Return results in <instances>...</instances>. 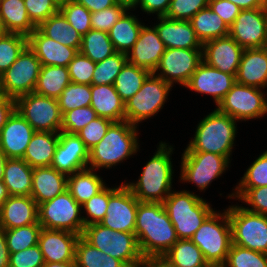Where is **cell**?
<instances>
[{"label":"cell","instance_id":"1","mask_svg":"<svg viewBox=\"0 0 267 267\" xmlns=\"http://www.w3.org/2000/svg\"><path fill=\"white\" fill-rule=\"evenodd\" d=\"M135 236L143 258H161L179 239L163 203L139 202Z\"/></svg>","mask_w":267,"mask_h":267},{"label":"cell","instance_id":"2","mask_svg":"<svg viewBox=\"0 0 267 267\" xmlns=\"http://www.w3.org/2000/svg\"><path fill=\"white\" fill-rule=\"evenodd\" d=\"M172 152L171 146L159 143L157 152L144 166L138 181L124 183L139 202L163 203L171 193L174 173L170 159Z\"/></svg>","mask_w":267,"mask_h":267},{"label":"cell","instance_id":"3","mask_svg":"<svg viewBox=\"0 0 267 267\" xmlns=\"http://www.w3.org/2000/svg\"><path fill=\"white\" fill-rule=\"evenodd\" d=\"M137 129V126L126 120L113 122L105 136L89 150L88 168L94 171L110 168L137 153Z\"/></svg>","mask_w":267,"mask_h":267},{"label":"cell","instance_id":"4","mask_svg":"<svg viewBox=\"0 0 267 267\" xmlns=\"http://www.w3.org/2000/svg\"><path fill=\"white\" fill-rule=\"evenodd\" d=\"M236 133V120L216 108L197 125L184 152H210L230 160Z\"/></svg>","mask_w":267,"mask_h":267},{"label":"cell","instance_id":"5","mask_svg":"<svg viewBox=\"0 0 267 267\" xmlns=\"http://www.w3.org/2000/svg\"><path fill=\"white\" fill-rule=\"evenodd\" d=\"M163 205L178 239H190L204 220L214 211L202 197L189 191L172 192Z\"/></svg>","mask_w":267,"mask_h":267},{"label":"cell","instance_id":"6","mask_svg":"<svg viewBox=\"0 0 267 267\" xmlns=\"http://www.w3.org/2000/svg\"><path fill=\"white\" fill-rule=\"evenodd\" d=\"M190 240L199 247L208 264L223 266L232 244L227 209L224 213L213 211Z\"/></svg>","mask_w":267,"mask_h":267},{"label":"cell","instance_id":"7","mask_svg":"<svg viewBox=\"0 0 267 267\" xmlns=\"http://www.w3.org/2000/svg\"><path fill=\"white\" fill-rule=\"evenodd\" d=\"M82 237L103 253L137 267L143 260L135 233L114 231L100 223L85 226Z\"/></svg>","mask_w":267,"mask_h":267},{"label":"cell","instance_id":"8","mask_svg":"<svg viewBox=\"0 0 267 267\" xmlns=\"http://www.w3.org/2000/svg\"><path fill=\"white\" fill-rule=\"evenodd\" d=\"M227 212L232 244L267 254V215L237 205L230 206Z\"/></svg>","mask_w":267,"mask_h":267},{"label":"cell","instance_id":"9","mask_svg":"<svg viewBox=\"0 0 267 267\" xmlns=\"http://www.w3.org/2000/svg\"><path fill=\"white\" fill-rule=\"evenodd\" d=\"M82 206L65 190L52 200L38 205V222L42 228L76 233L82 236L85 224L79 215Z\"/></svg>","mask_w":267,"mask_h":267},{"label":"cell","instance_id":"10","mask_svg":"<svg viewBox=\"0 0 267 267\" xmlns=\"http://www.w3.org/2000/svg\"><path fill=\"white\" fill-rule=\"evenodd\" d=\"M172 85L151 73L141 89L125 103V120L132 125L146 120L162 109Z\"/></svg>","mask_w":267,"mask_h":267},{"label":"cell","instance_id":"11","mask_svg":"<svg viewBox=\"0 0 267 267\" xmlns=\"http://www.w3.org/2000/svg\"><path fill=\"white\" fill-rule=\"evenodd\" d=\"M15 110L35 131L60 132L62 114L58 100L31 92L15 99Z\"/></svg>","mask_w":267,"mask_h":267},{"label":"cell","instance_id":"12","mask_svg":"<svg viewBox=\"0 0 267 267\" xmlns=\"http://www.w3.org/2000/svg\"><path fill=\"white\" fill-rule=\"evenodd\" d=\"M41 67V62L27 46L10 68L0 76L2 94L16 99L34 92Z\"/></svg>","mask_w":267,"mask_h":267},{"label":"cell","instance_id":"13","mask_svg":"<svg viewBox=\"0 0 267 267\" xmlns=\"http://www.w3.org/2000/svg\"><path fill=\"white\" fill-rule=\"evenodd\" d=\"M217 109L235 120H250L267 114V98L261 89L235 83Z\"/></svg>","mask_w":267,"mask_h":267},{"label":"cell","instance_id":"14","mask_svg":"<svg viewBox=\"0 0 267 267\" xmlns=\"http://www.w3.org/2000/svg\"><path fill=\"white\" fill-rule=\"evenodd\" d=\"M229 163L227 157L210 152H184L180 178L196 184L199 190H205L212 180L226 171Z\"/></svg>","mask_w":267,"mask_h":267},{"label":"cell","instance_id":"15","mask_svg":"<svg viewBox=\"0 0 267 267\" xmlns=\"http://www.w3.org/2000/svg\"><path fill=\"white\" fill-rule=\"evenodd\" d=\"M138 200L125 185L109 188V202L101 225L114 231L135 233Z\"/></svg>","mask_w":267,"mask_h":267},{"label":"cell","instance_id":"16","mask_svg":"<svg viewBox=\"0 0 267 267\" xmlns=\"http://www.w3.org/2000/svg\"><path fill=\"white\" fill-rule=\"evenodd\" d=\"M202 61V49H166L153 74L172 86L174 82L185 86Z\"/></svg>","mask_w":267,"mask_h":267},{"label":"cell","instance_id":"17","mask_svg":"<svg viewBox=\"0 0 267 267\" xmlns=\"http://www.w3.org/2000/svg\"><path fill=\"white\" fill-rule=\"evenodd\" d=\"M229 35L244 49L264 47L267 39V8L241 10L229 27Z\"/></svg>","mask_w":267,"mask_h":267},{"label":"cell","instance_id":"18","mask_svg":"<svg viewBox=\"0 0 267 267\" xmlns=\"http://www.w3.org/2000/svg\"><path fill=\"white\" fill-rule=\"evenodd\" d=\"M89 150L77 134L59 132L51 167L67 176L88 168Z\"/></svg>","mask_w":267,"mask_h":267},{"label":"cell","instance_id":"19","mask_svg":"<svg viewBox=\"0 0 267 267\" xmlns=\"http://www.w3.org/2000/svg\"><path fill=\"white\" fill-rule=\"evenodd\" d=\"M244 48L228 35L203 43V61L224 73L236 75Z\"/></svg>","mask_w":267,"mask_h":267},{"label":"cell","instance_id":"20","mask_svg":"<svg viewBox=\"0 0 267 267\" xmlns=\"http://www.w3.org/2000/svg\"><path fill=\"white\" fill-rule=\"evenodd\" d=\"M235 76L236 75L224 73L202 61L191 75V78L185 87L201 94L212 95L218 106L236 83Z\"/></svg>","mask_w":267,"mask_h":267},{"label":"cell","instance_id":"21","mask_svg":"<svg viewBox=\"0 0 267 267\" xmlns=\"http://www.w3.org/2000/svg\"><path fill=\"white\" fill-rule=\"evenodd\" d=\"M165 50L155 27L143 25L136 43L127 53V62L154 73Z\"/></svg>","mask_w":267,"mask_h":267},{"label":"cell","instance_id":"22","mask_svg":"<svg viewBox=\"0 0 267 267\" xmlns=\"http://www.w3.org/2000/svg\"><path fill=\"white\" fill-rule=\"evenodd\" d=\"M80 235L42 228L38 245L45 263L75 261V247Z\"/></svg>","mask_w":267,"mask_h":267},{"label":"cell","instance_id":"23","mask_svg":"<svg viewBox=\"0 0 267 267\" xmlns=\"http://www.w3.org/2000/svg\"><path fill=\"white\" fill-rule=\"evenodd\" d=\"M35 130L15 110L0 130V149L8 158L22 159Z\"/></svg>","mask_w":267,"mask_h":267},{"label":"cell","instance_id":"24","mask_svg":"<svg viewBox=\"0 0 267 267\" xmlns=\"http://www.w3.org/2000/svg\"><path fill=\"white\" fill-rule=\"evenodd\" d=\"M28 47L35 53L42 66L67 67L79 52L45 36L38 28L28 36Z\"/></svg>","mask_w":267,"mask_h":267},{"label":"cell","instance_id":"25","mask_svg":"<svg viewBox=\"0 0 267 267\" xmlns=\"http://www.w3.org/2000/svg\"><path fill=\"white\" fill-rule=\"evenodd\" d=\"M38 222V204L31 196H14L0 207V226L13 229Z\"/></svg>","mask_w":267,"mask_h":267},{"label":"cell","instance_id":"26","mask_svg":"<svg viewBox=\"0 0 267 267\" xmlns=\"http://www.w3.org/2000/svg\"><path fill=\"white\" fill-rule=\"evenodd\" d=\"M158 19L160 23L154 27L166 49H202L203 44L189 21L172 20L165 16Z\"/></svg>","mask_w":267,"mask_h":267},{"label":"cell","instance_id":"27","mask_svg":"<svg viewBox=\"0 0 267 267\" xmlns=\"http://www.w3.org/2000/svg\"><path fill=\"white\" fill-rule=\"evenodd\" d=\"M236 82L256 88L267 87V52L262 48L244 49Z\"/></svg>","mask_w":267,"mask_h":267},{"label":"cell","instance_id":"28","mask_svg":"<svg viewBox=\"0 0 267 267\" xmlns=\"http://www.w3.org/2000/svg\"><path fill=\"white\" fill-rule=\"evenodd\" d=\"M67 175L51 166L33 168L31 197L39 205L67 190Z\"/></svg>","mask_w":267,"mask_h":267},{"label":"cell","instance_id":"29","mask_svg":"<svg viewBox=\"0 0 267 267\" xmlns=\"http://www.w3.org/2000/svg\"><path fill=\"white\" fill-rule=\"evenodd\" d=\"M91 104L97 117L113 122L125 120V102L113 85H91Z\"/></svg>","mask_w":267,"mask_h":267},{"label":"cell","instance_id":"30","mask_svg":"<svg viewBox=\"0 0 267 267\" xmlns=\"http://www.w3.org/2000/svg\"><path fill=\"white\" fill-rule=\"evenodd\" d=\"M0 24L4 32L25 36L37 28L29 18L23 0H0Z\"/></svg>","mask_w":267,"mask_h":267},{"label":"cell","instance_id":"31","mask_svg":"<svg viewBox=\"0 0 267 267\" xmlns=\"http://www.w3.org/2000/svg\"><path fill=\"white\" fill-rule=\"evenodd\" d=\"M58 142L59 132L35 131L22 159L32 168L51 166Z\"/></svg>","mask_w":267,"mask_h":267},{"label":"cell","instance_id":"32","mask_svg":"<svg viewBox=\"0 0 267 267\" xmlns=\"http://www.w3.org/2000/svg\"><path fill=\"white\" fill-rule=\"evenodd\" d=\"M33 168L20 158H8L4 167L3 183L9 195L30 196Z\"/></svg>","mask_w":267,"mask_h":267},{"label":"cell","instance_id":"33","mask_svg":"<svg viewBox=\"0 0 267 267\" xmlns=\"http://www.w3.org/2000/svg\"><path fill=\"white\" fill-rule=\"evenodd\" d=\"M106 184L102 178L86 168L67 177V191L82 206L92 196L99 193Z\"/></svg>","mask_w":267,"mask_h":267},{"label":"cell","instance_id":"34","mask_svg":"<svg viewBox=\"0 0 267 267\" xmlns=\"http://www.w3.org/2000/svg\"><path fill=\"white\" fill-rule=\"evenodd\" d=\"M45 36L59 44L80 51L82 36L69 24L63 14L58 11L37 27Z\"/></svg>","mask_w":267,"mask_h":267},{"label":"cell","instance_id":"35","mask_svg":"<svg viewBox=\"0 0 267 267\" xmlns=\"http://www.w3.org/2000/svg\"><path fill=\"white\" fill-rule=\"evenodd\" d=\"M127 11L108 32L115 51L126 55L136 43L139 32L143 27L136 16L129 15Z\"/></svg>","mask_w":267,"mask_h":267},{"label":"cell","instance_id":"36","mask_svg":"<svg viewBox=\"0 0 267 267\" xmlns=\"http://www.w3.org/2000/svg\"><path fill=\"white\" fill-rule=\"evenodd\" d=\"M161 258L170 267H205L208 264L190 239H179Z\"/></svg>","mask_w":267,"mask_h":267},{"label":"cell","instance_id":"37","mask_svg":"<svg viewBox=\"0 0 267 267\" xmlns=\"http://www.w3.org/2000/svg\"><path fill=\"white\" fill-rule=\"evenodd\" d=\"M189 22L202 44L229 35V27L209 6L200 10Z\"/></svg>","mask_w":267,"mask_h":267},{"label":"cell","instance_id":"38","mask_svg":"<svg viewBox=\"0 0 267 267\" xmlns=\"http://www.w3.org/2000/svg\"><path fill=\"white\" fill-rule=\"evenodd\" d=\"M70 83L67 67L42 66L34 92L57 99Z\"/></svg>","mask_w":267,"mask_h":267},{"label":"cell","instance_id":"39","mask_svg":"<svg viewBox=\"0 0 267 267\" xmlns=\"http://www.w3.org/2000/svg\"><path fill=\"white\" fill-rule=\"evenodd\" d=\"M150 74L148 70L126 62L115 78L113 86L126 103L141 89L143 82Z\"/></svg>","mask_w":267,"mask_h":267},{"label":"cell","instance_id":"40","mask_svg":"<svg viewBox=\"0 0 267 267\" xmlns=\"http://www.w3.org/2000/svg\"><path fill=\"white\" fill-rule=\"evenodd\" d=\"M75 263L76 267H127L122 261L92 246L82 236L76 242Z\"/></svg>","mask_w":267,"mask_h":267},{"label":"cell","instance_id":"41","mask_svg":"<svg viewBox=\"0 0 267 267\" xmlns=\"http://www.w3.org/2000/svg\"><path fill=\"white\" fill-rule=\"evenodd\" d=\"M80 52L95 63L116 53L108 33L93 29L82 36Z\"/></svg>","mask_w":267,"mask_h":267},{"label":"cell","instance_id":"42","mask_svg":"<svg viewBox=\"0 0 267 267\" xmlns=\"http://www.w3.org/2000/svg\"><path fill=\"white\" fill-rule=\"evenodd\" d=\"M28 46V36L4 32L0 35V76L10 68Z\"/></svg>","mask_w":267,"mask_h":267},{"label":"cell","instance_id":"43","mask_svg":"<svg viewBox=\"0 0 267 267\" xmlns=\"http://www.w3.org/2000/svg\"><path fill=\"white\" fill-rule=\"evenodd\" d=\"M41 230L42 227L39 222L13 229H5L9 252L15 253L37 245Z\"/></svg>","mask_w":267,"mask_h":267},{"label":"cell","instance_id":"44","mask_svg":"<svg viewBox=\"0 0 267 267\" xmlns=\"http://www.w3.org/2000/svg\"><path fill=\"white\" fill-rule=\"evenodd\" d=\"M91 97V85L71 82L57 98L61 114L76 108L90 106Z\"/></svg>","mask_w":267,"mask_h":267},{"label":"cell","instance_id":"45","mask_svg":"<svg viewBox=\"0 0 267 267\" xmlns=\"http://www.w3.org/2000/svg\"><path fill=\"white\" fill-rule=\"evenodd\" d=\"M127 62V55L116 52L103 61L96 63L92 85H113L115 78Z\"/></svg>","mask_w":267,"mask_h":267},{"label":"cell","instance_id":"46","mask_svg":"<svg viewBox=\"0 0 267 267\" xmlns=\"http://www.w3.org/2000/svg\"><path fill=\"white\" fill-rule=\"evenodd\" d=\"M59 11L81 36L92 29L91 12L83 5L73 0H61Z\"/></svg>","mask_w":267,"mask_h":267},{"label":"cell","instance_id":"47","mask_svg":"<svg viewBox=\"0 0 267 267\" xmlns=\"http://www.w3.org/2000/svg\"><path fill=\"white\" fill-rule=\"evenodd\" d=\"M223 267H267V254L231 244Z\"/></svg>","mask_w":267,"mask_h":267},{"label":"cell","instance_id":"48","mask_svg":"<svg viewBox=\"0 0 267 267\" xmlns=\"http://www.w3.org/2000/svg\"><path fill=\"white\" fill-rule=\"evenodd\" d=\"M96 117V112L91 106L70 110L62 115V125L60 131L77 134Z\"/></svg>","mask_w":267,"mask_h":267},{"label":"cell","instance_id":"49","mask_svg":"<svg viewBox=\"0 0 267 267\" xmlns=\"http://www.w3.org/2000/svg\"><path fill=\"white\" fill-rule=\"evenodd\" d=\"M236 192L229 195V198H238L252 208L244 207L245 209L267 215V186L257 188H235Z\"/></svg>","mask_w":267,"mask_h":267},{"label":"cell","instance_id":"50","mask_svg":"<svg viewBox=\"0 0 267 267\" xmlns=\"http://www.w3.org/2000/svg\"><path fill=\"white\" fill-rule=\"evenodd\" d=\"M109 202V188L104 187L99 193L86 201L82 208L85 209L87 217H83L85 226L100 223L106 215ZM90 218V219H89Z\"/></svg>","mask_w":267,"mask_h":267},{"label":"cell","instance_id":"51","mask_svg":"<svg viewBox=\"0 0 267 267\" xmlns=\"http://www.w3.org/2000/svg\"><path fill=\"white\" fill-rule=\"evenodd\" d=\"M96 63L80 51L67 66L72 83L92 85L93 73Z\"/></svg>","mask_w":267,"mask_h":267},{"label":"cell","instance_id":"52","mask_svg":"<svg viewBox=\"0 0 267 267\" xmlns=\"http://www.w3.org/2000/svg\"><path fill=\"white\" fill-rule=\"evenodd\" d=\"M262 186H267V151L250 165L236 188H257Z\"/></svg>","mask_w":267,"mask_h":267},{"label":"cell","instance_id":"53","mask_svg":"<svg viewBox=\"0 0 267 267\" xmlns=\"http://www.w3.org/2000/svg\"><path fill=\"white\" fill-rule=\"evenodd\" d=\"M31 22L38 27L60 9L61 0H23Z\"/></svg>","mask_w":267,"mask_h":267},{"label":"cell","instance_id":"54","mask_svg":"<svg viewBox=\"0 0 267 267\" xmlns=\"http://www.w3.org/2000/svg\"><path fill=\"white\" fill-rule=\"evenodd\" d=\"M208 4L209 0H171L165 17L172 20L189 21Z\"/></svg>","mask_w":267,"mask_h":267},{"label":"cell","instance_id":"55","mask_svg":"<svg viewBox=\"0 0 267 267\" xmlns=\"http://www.w3.org/2000/svg\"><path fill=\"white\" fill-rule=\"evenodd\" d=\"M126 10L130 8L125 4L117 3L99 12L91 13L92 29L108 33Z\"/></svg>","mask_w":267,"mask_h":267},{"label":"cell","instance_id":"56","mask_svg":"<svg viewBox=\"0 0 267 267\" xmlns=\"http://www.w3.org/2000/svg\"><path fill=\"white\" fill-rule=\"evenodd\" d=\"M112 123V120L96 117L82 128L77 135L84 142L86 148L90 150L105 136Z\"/></svg>","mask_w":267,"mask_h":267},{"label":"cell","instance_id":"57","mask_svg":"<svg viewBox=\"0 0 267 267\" xmlns=\"http://www.w3.org/2000/svg\"><path fill=\"white\" fill-rule=\"evenodd\" d=\"M45 264L39 245L10 253L9 267H43Z\"/></svg>","mask_w":267,"mask_h":267},{"label":"cell","instance_id":"58","mask_svg":"<svg viewBox=\"0 0 267 267\" xmlns=\"http://www.w3.org/2000/svg\"><path fill=\"white\" fill-rule=\"evenodd\" d=\"M208 6L228 27L233 24L241 11L237 5L228 0H209Z\"/></svg>","mask_w":267,"mask_h":267},{"label":"cell","instance_id":"59","mask_svg":"<svg viewBox=\"0 0 267 267\" xmlns=\"http://www.w3.org/2000/svg\"><path fill=\"white\" fill-rule=\"evenodd\" d=\"M171 0H138L135 6L140 5L142 11L150 13H157L158 17L166 16Z\"/></svg>","mask_w":267,"mask_h":267},{"label":"cell","instance_id":"60","mask_svg":"<svg viewBox=\"0 0 267 267\" xmlns=\"http://www.w3.org/2000/svg\"><path fill=\"white\" fill-rule=\"evenodd\" d=\"M15 111V99L5 95L0 96V130L6 124L8 118Z\"/></svg>","mask_w":267,"mask_h":267},{"label":"cell","instance_id":"61","mask_svg":"<svg viewBox=\"0 0 267 267\" xmlns=\"http://www.w3.org/2000/svg\"><path fill=\"white\" fill-rule=\"evenodd\" d=\"M73 1L83 5L91 13L99 12L108 7L114 6L118 3L116 0H73Z\"/></svg>","mask_w":267,"mask_h":267},{"label":"cell","instance_id":"62","mask_svg":"<svg viewBox=\"0 0 267 267\" xmlns=\"http://www.w3.org/2000/svg\"><path fill=\"white\" fill-rule=\"evenodd\" d=\"M10 252L5 238V229L0 226V267H9Z\"/></svg>","mask_w":267,"mask_h":267},{"label":"cell","instance_id":"63","mask_svg":"<svg viewBox=\"0 0 267 267\" xmlns=\"http://www.w3.org/2000/svg\"><path fill=\"white\" fill-rule=\"evenodd\" d=\"M237 5L241 10L267 8V0H228Z\"/></svg>","mask_w":267,"mask_h":267},{"label":"cell","instance_id":"64","mask_svg":"<svg viewBox=\"0 0 267 267\" xmlns=\"http://www.w3.org/2000/svg\"><path fill=\"white\" fill-rule=\"evenodd\" d=\"M137 267H170L162 258H143Z\"/></svg>","mask_w":267,"mask_h":267},{"label":"cell","instance_id":"65","mask_svg":"<svg viewBox=\"0 0 267 267\" xmlns=\"http://www.w3.org/2000/svg\"><path fill=\"white\" fill-rule=\"evenodd\" d=\"M9 193L3 180H0V207L9 198Z\"/></svg>","mask_w":267,"mask_h":267},{"label":"cell","instance_id":"66","mask_svg":"<svg viewBox=\"0 0 267 267\" xmlns=\"http://www.w3.org/2000/svg\"><path fill=\"white\" fill-rule=\"evenodd\" d=\"M43 267H76L75 261L45 263Z\"/></svg>","mask_w":267,"mask_h":267},{"label":"cell","instance_id":"67","mask_svg":"<svg viewBox=\"0 0 267 267\" xmlns=\"http://www.w3.org/2000/svg\"><path fill=\"white\" fill-rule=\"evenodd\" d=\"M7 160H8V157L0 149V180H3V177H4V167H5V164H6V161Z\"/></svg>","mask_w":267,"mask_h":267},{"label":"cell","instance_id":"68","mask_svg":"<svg viewBox=\"0 0 267 267\" xmlns=\"http://www.w3.org/2000/svg\"><path fill=\"white\" fill-rule=\"evenodd\" d=\"M118 3L125 4L128 8L133 9L138 0H116Z\"/></svg>","mask_w":267,"mask_h":267},{"label":"cell","instance_id":"69","mask_svg":"<svg viewBox=\"0 0 267 267\" xmlns=\"http://www.w3.org/2000/svg\"><path fill=\"white\" fill-rule=\"evenodd\" d=\"M205 267H223V266L216 265V264H207Z\"/></svg>","mask_w":267,"mask_h":267},{"label":"cell","instance_id":"70","mask_svg":"<svg viewBox=\"0 0 267 267\" xmlns=\"http://www.w3.org/2000/svg\"><path fill=\"white\" fill-rule=\"evenodd\" d=\"M264 49H265V51L267 52V39H266V41H265V44H264V47H263Z\"/></svg>","mask_w":267,"mask_h":267},{"label":"cell","instance_id":"71","mask_svg":"<svg viewBox=\"0 0 267 267\" xmlns=\"http://www.w3.org/2000/svg\"><path fill=\"white\" fill-rule=\"evenodd\" d=\"M2 33H4V31H3L2 27H1V24H0V35H1Z\"/></svg>","mask_w":267,"mask_h":267},{"label":"cell","instance_id":"72","mask_svg":"<svg viewBox=\"0 0 267 267\" xmlns=\"http://www.w3.org/2000/svg\"><path fill=\"white\" fill-rule=\"evenodd\" d=\"M2 90H1V79H0V96H2Z\"/></svg>","mask_w":267,"mask_h":267}]
</instances>
